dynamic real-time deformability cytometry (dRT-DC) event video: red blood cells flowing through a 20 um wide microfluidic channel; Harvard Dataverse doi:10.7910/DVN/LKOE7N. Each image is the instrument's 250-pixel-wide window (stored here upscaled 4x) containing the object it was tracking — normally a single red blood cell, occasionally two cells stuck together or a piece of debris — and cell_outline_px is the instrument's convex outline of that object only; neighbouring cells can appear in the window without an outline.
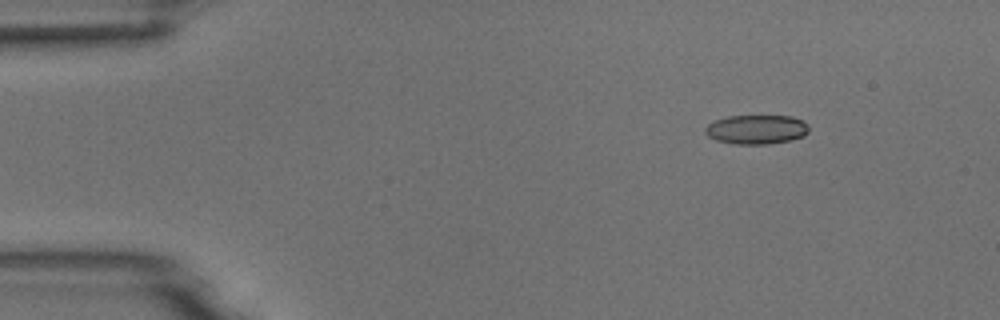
{"species": "common noctule bat (a hibernating species)", "species_latin": "Nyctalus noctula", "temperature_condition": "room temperature", "stored_images_in_passage": 7, "camera_frame_rate_fps": 3000, "um_per_image_px": 0.085, "animal": {"sex": "male", "body_mass_g": 18.8}, "frame": {"image": 1, "passage_image": 2, "time_ms": 1.333, "image_size_px": [1000, 320], "cell_outline_px": [[808, 132], [804, 136], [792, 140], [768, 144], [736, 144], [716, 140], [708, 136], [704, 132], [704, 128], [708, 124], [716, 120], [728, 116], [792, 116], [804, 120], [808, 124]], "centroid_in_image_um": [64.32, 11.0], "position_along_channel_um": 20.7, "area_um2": 17.8}}
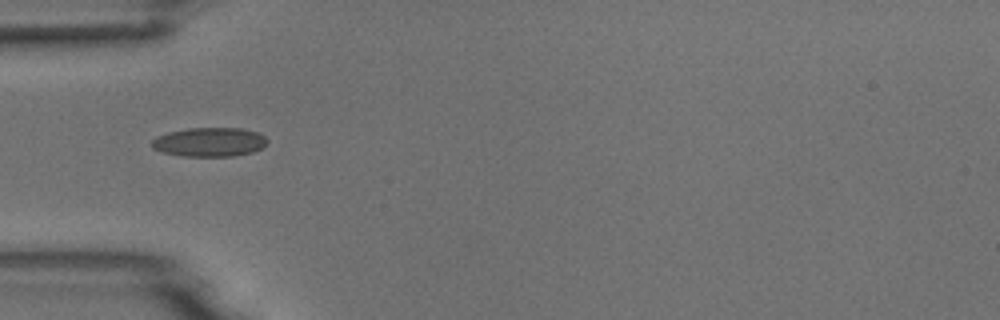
{"frame": {"image": 2, "passage_image": 5, "time_ms": 4.667, "image_size_px": [1000, 320], "cell_outline_px": [[268, 140], [260, 148], [252, 152], [232, 156], [184, 156], [164, 152], [152, 148], [152, 140], [156, 136], [168, 132], [188, 128], [240, 128], [256, 132], [264, 136]], "centroid_in_image_um": [17.78, 12.07], "position_along_channel_um": 67.2, "area_um2": 19.36}}